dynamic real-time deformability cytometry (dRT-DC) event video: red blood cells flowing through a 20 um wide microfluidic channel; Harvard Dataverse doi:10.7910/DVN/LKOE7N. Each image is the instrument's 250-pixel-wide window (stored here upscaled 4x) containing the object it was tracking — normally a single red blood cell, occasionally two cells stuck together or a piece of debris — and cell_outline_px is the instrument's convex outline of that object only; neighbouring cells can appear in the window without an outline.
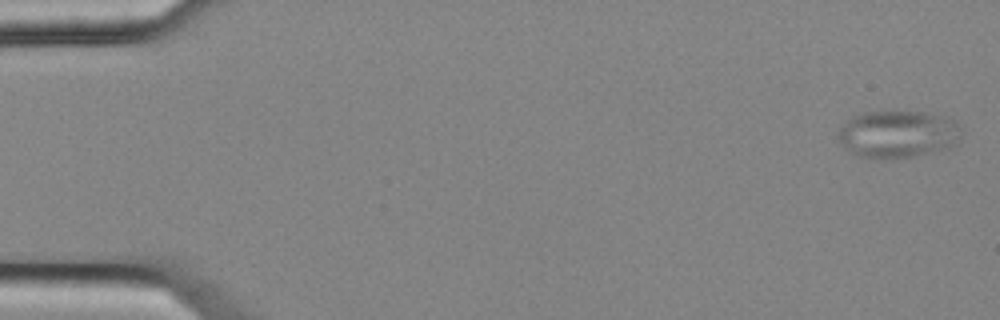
{"species": "common noctule bat (a hibernating species)", "species_latin": "Nyctalus noctula", "temperature_condition": "cold", "stored_images_in_passage": 5, "camera_frame_rate_fps": 3000, "um_per_image_px": 0.085, "animal": {"sex": "female", "body_mass_g": 25.1}, "frame": {"image": 1, "passage_image": 1, "time_ms": 0.0, "image_size_px": [1000, 320], "cell_outline_px": [[964, 132], [960, 140], [948, 148], [912, 156], [884, 160], [856, 156], [848, 152], [844, 148], [836, 136], [836, 132], [852, 116], [864, 112], [924, 112], [948, 116]], "centroid_in_image_um": [76.29, 11.42], "position_along_channel_um": 8.7, "area_um2": 34.45}}